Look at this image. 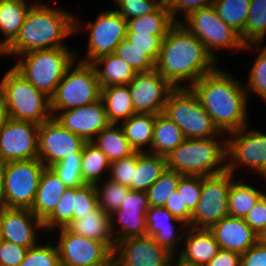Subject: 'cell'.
<instances>
[{
	"label": "cell",
	"mask_w": 266,
	"mask_h": 266,
	"mask_svg": "<svg viewBox=\"0 0 266 266\" xmlns=\"http://www.w3.org/2000/svg\"><path fill=\"white\" fill-rule=\"evenodd\" d=\"M127 86L135 113L153 115L164 111L168 96L175 89L156 69L136 73Z\"/></svg>",
	"instance_id": "17"
},
{
	"label": "cell",
	"mask_w": 266,
	"mask_h": 266,
	"mask_svg": "<svg viewBox=\"0 0 266 266\" xmlns=\"http://www.w3.org/2000/svg\"><path fill=\"white\" fill-rule=\"evenodd\" d=\"M98 206V194L94 184L75 187L73 220L91 213Z\"/></svg>",
	"instance_id": "47"
},
{
	"label": "cell",
	"mask_w": 266,
	"mask_h": 266,
	"mask_svg": "<svg viewBox=\"0 0 266 266\" xmlns=\"http://www.w3.org/2000/svg\"><path fill=\"white\" fill-rule=\"evenodd\" d=\"M213 1L214 0H165L176 22H179L177 15L180 14V12L183 14H180V16L185 17L195 10L212 5Z\"/></svg>",
	"instance_id": "53"
},
{
	"label": "cell",
	"mask_w": 266,
	"mask_h": 266,
	"mask_svg": "<svg viewBox=\"0 0 266 266\" xmlns=\"http://www.w3.org/2000/svg\"><path fill=\"white\" fill-rule=\"evenodd\" d=\"M28 0H2L0 2V56L16 39L23 25L25 16L35 3Z\"/></svg>",
	"instance_id": "26"
},
{
	"label": "cell",
	"mask_w": 266,
	"mask_h": 266,
	"mask_svg": "<svg viewBox=\"0 0 266 266\" xmlns=\"http://www.w3.org/2000/svg\"><path fill=\"white\" fill-rule=\"evenodd\" d=\"M108 157L110 163L135 152L120 124L110 123L92 141Z\"/></svg>",
	"instance_id": "34"
},
{
	"label": "cell",
	"mask_w": 266,
	"mask_h": 266,
	"mask_svg": "<svg viewBox=\"0 0 266 266\" xmlns=\"http://www.w3.org/2000/svg\"><path fill=\"white\" fill-rule=\"evenodd\" d=\"M100 266H119L118 261L115 259L114 256H112L107 262Z\"/></svg>",
	"instance_id": "62"
},
{
	"label": "cell",
	"mask_w": 266,
	"mask_h": 266,
	"mask_svg": "<svg viewBox=\"0 0 266 266\" xmlns=\"http://www.w3.org/2000/svg\"><path fill=\"white\" fill-rule=\"evenodd\" d=\"M249 129L250 124L226 135L227 171L234 175L238 167L245 166L266 179V133Z\"/></svg>",
	"instance_id": "11"
},
{
	"label": "cell",
	"mask_w": 266,
	"mask_h": 266,
	"mask_svg": "<svg viewBox=\"0 0 266 266\" xmlns=\"http://www.w3.org/2000/svg\"><path fill=\"white\" fill-rule=\"evenodd\" d=\"M186 138L181 128L163 112L156 114L151 154L167 156Z\"/></svg>",
	"instance_id": "29"
},
{
	"label": "cell",
	"mask_w": 266,
	"mask_h": 266,
	"mask_svg": "<svg viewBox=\"0 0 266 266\" xmlns=\"http://www.w3.org/2000/svg\"><path fill=\"white\" fill-rule=\"evenodd\" d=\"M177 191L183 199V207H187L193 213L201 196L202 176L183 175L178 183Z\"/></svg>",
	"instance_id": "48"
},
{
	"label": "cell",
	"mask_w": 266,
	"mask_h": 266,
	"mask_svg": "<svg viewBox=\"0 0 266 266\" xmlns=\"http://www.w3.org/2000/svg\"><path fill=\"white\" fill-rule=\"evenodd\" d=\"M67 189L55 172L50 167H45L30 211L44 222L53 213Z\"/></svg>",
	"instance_id": "24"
},
{
	"label": "cell",
	"mask_w": 266,
	"mask_h": 266,
	"mask_svg": "<svg viewBox=\"0 0 266 266\" xmlns=\"http://www.w3.org/2000/svg\"><path fill=\"white\" fill-rule=\"evenodd\" d=\"M241 255L220 249L206 266H240Z\"/></svg>",
	"instance_id": "57"
},
{
	"label": "cell",
	"mask_w": 266,
	"mask_h": 266,
	"mask_svg": "<svg viewBox=\"0 0 266 266\" xmlns=\"http://www.w3.org/2000/svg\"><path fill=\"white\" fill-rule=\"evenodd\" d=\"M39 126L9 118L0 128V162L38 158Z\"/></svg>",
	"instance_id": "16"
},
{
	"label": "cell",
	"mask_w": 266,
	"mask_h": 266,
	"mask_svg": "<svg viewBox=\"0 0 266 266\" xmlns=\"http://www.w3.org/2000/svg\"><path fill=\"white\" fill-rule=\"evenodd\" d=\"M29 248L13 242L0 240V266H19Z\"/></svg>",
	"instance_id": "52"
},
{
	"label": "cell",
	"mask_w": 266,
	"mask_h": 266,
	"mask_svg": "<svg viewBox=\"0 0 266 266\" xmlns=\"http://www.w3.org/2000/svg\"><path fill=\"white\" fill-rule=\"evenodd\" d=\"M219 66L203 75L190 89L206 109L220 133L230 134L248 125V96L245 84Z\"/></svg>",
	"instance_id": "2"
},
{
	"label": "cell",
	"mask_w": 266,
	"mask_h": 266,
	"mask_svg": "<svg viewBox=\"0 0 266 266\" xmlns=\"http://www.w3.org/2000/svg\"><path fill=\"white\" fill-rule=\"evenodd\" d=\"M245 222L259 235L266 226V193L244 218Z\"/></svg>",
	"instance_id": "54"
},
{
	"label": "cell",
	"mask_w": 266,
	"mask_h": 266,
	"mask_svg": "<svg viewBox=\"0 0 266 266\" xmlns=\"http://www.w3.org/2000/svg\"><path fill=\"white\" fill-rule=\"evenodd\" d=\"M43 229V230H42ZM43 222L30 209L6 208L1 224V239L30 248L39 243Z\"/></svg>",
	"instance_id": "21"
},
{
	"label": "cell",
	"mask_w": 266,
	"mask_h": 266,
	"mask_svg": "<svg viewBox=\"0 0 266 266\" xmlns=\"http://www.w3.org/2000/svg\"><path fill=\"white\" fill-rule=\"evenodd\" d=\"M219 17L236 32L244 31L250 9V0H214Z\"/></svg>",
	"instance_id": "39"
},
{
	"label": "cell",
	"mask_w": 266,
	"mask_h": 266,
	"mask_svg": "<svg viewBox=\"0 0 266 266\" xmlns=\"http://www.w3.org/2000/svg\"><path fill=\"white\" fill-rule=\"evenodd\" d=\"M149 208L146 192L130 189L119 210L124 214H146Z\"/></svg>",
	"instance_id": "51"
},
{
	"label": "cell",
	"mask_w": 266,
	"mask_h": 266,
	"mask_svg": "<svg viewBox=\"0 0 266 266\" xmlns=\"http://www.w3.org/2000/svg\"><path fill=\"white\" fill-rule=\"evenodd\" d=\"M14 68L35 88L51 98L66 70L76 60L69 47L35 50L19 55Z\"/></svg>",
	"instance_id": "5"
},
{
	"label": "cell",
	"mask_w": 266,
	"mask_h": 266,
	"mask_svg": "<svg viewBox=\"0 0 266 266\" xmlns=\"http://www.w3.org/2000/svg\"><path fill=\"white\" fill-rule=\"evenodd\" d=\"M6 208L7 207L5 205H0V240H1V224H2V218H3L4 210Z\"/></svg>",
	"instance_id": "63"
},
{
	"label": "cell",
	"mask_w": 266,
	"mask_h": 266,
	"mask_svg": "<svg viewBox=\"0 0 266 266\" xmlns=\"http://www.w3.org/2000/svg\"><path fill=\"white\" fill-rule=\"evenodd\" d=\"M218 65L204 44L177 22L162 40L155 69L174 88H190Z\"/></svg>",
	"instance_id": "1"
},
{
	"label": "cell",
	"mask_w": 266,
	"mask_h": 266,
	"mask_svg": "<svg viewBox=\"0 0 266 266\" xmlns=\"http://www.w3.org/2000/svg\"><path fill=\"white\" fill-rule=\"evenodd\" d=\"M176 256L179 260L193 265L206 266L220 250L213 234L208 229H186L182 247Z\"/></svg>",
	"instance_id": "23"
},
{
	"label": "cell",
	"mask_w": 266,
	"mask_h": 266,
	"mask_svg": "<svg viewBox=\"0 0 266 266\" xmlns=\"http://www.w3.org/2000/svg\"><path fill=\"white\" fill-rule=\"evenodd\" d=\"M266 36V0H250V9L244 31L240 34L241 42L263 44Z\"/></svg>",
	"instance_id": "38"
},
{
	"label": "cell",
	"mask_w": 266,
	"mask_h": 266,
	"mask_svg": "<svg viewBox=\"0 0 266 266\" xmlns=\"http://www.w3.org/2000/svg\"><path fill=\"white\" fill-rule=\"evenodd\" d=\"M183 18L180 23L204 44L218 63V50L230 49L234 50L233 53L244 51L245 45L241 42L240 34L219 17L213 5L195 10Z\"/></svg>",
	"instance_id": "9"
},
{
	"label": "cell",
	"mask_w": 266,
	"mask_h": 266,
	"mask_svg": "<svg viewBox=\"0 0 266 266\" xmlns=\"http://www.w3.org/2000/svg\"><path fill=\"white\" fill-rule=\"evenodd\" d=\"M100 97L101 86L95 67L91 63L75 60L50 98L52 117L59 111L95 103Z\"/></svg>",
	"instance_id": "7"
},
{
	"label": "cell",
	"mask_w": 266,
	"mask_h": 266,
	"mask_svg": "<svg viewBox=\"0 0 266 266\" xmlns=\"http://www.w3.org/2000/svg\"><path fill=\"white\" fill-rule=\"evenodd\" d=\"M95 187L98 194V206L109 215L120 208L130 190L129 187L109 178L97 182Z\"/></svg>",
	"instance_id": "40"
},
{
	"label": "cell",
	"mask_w": 266,
	"mask_h": 266,
	"mask_svg": "<svg viewBox=\"0 0 266 266\" xmlns=\"http://www.w3.org/2000/svg\"><path fill=\"white\" fill-rule=\"evenodd\" d=\"M8 119V111L4 100L3 90L0 85V128L7 122Z\"/></svg>",
	"instance_id": "58"
},
{
	"label": "cell",
	"mask_w": 266,
	"mask_h": 266,
	"mask_svg": "<svg viewBox=\"0 0 266 266\" xmlns=\"http://www.w3.org/2000/svg\"><path fill=\"white\" fill-rule=\"evenodd\" d=\"M258 242L262 245L266 246V226L264 227V229L260 232V234L258 235Z\"/></svg>",
	"instance_id": "61"
},
{
	"label": "cell",
	"mask_w": 266,
	"mask_h": 266,
	"mask_svg": "<svg viewBox=\"0 0 266 266\" xmlns=\"http://www.w3.org/2000/svg\"><path fill=\"white\" fill-rule=\"evenodd\" d=\"M81 161L82 156H70L50 168L68 188L81 187L85 184L81 175Z\"/></svg>",
	"instance_id": "45"
},
{
	"label": "cell",
	"mask_w": 266,
	"mask_h": 266,
	"mask_svg": "<svg viewBox=\"0 0 266 266\" xmlns=\"http://www.w3.org/2000/svg\"><path fill=\"white\" fill-rule=\"evenodd\" d=\"M114 54L123 59L136 72H149L155 69V62L142 50L124 38L115 48Z\"/></svg>",
	"instance_id": "43"
},
{
	"label": "cell",
	"mask_w": 266,
	"mask_h": 266,
	"mask_svg": "<svg viewBox=\"0 0 266 266\" xmlns=\"http://www.w3.org/2000/svg\"><path fill=\"white\" fill-rule=\"evenodd\" d=\"M240 266H266V246L257 242L241 254Z\"/></svg>",
	"instance_id": "56"
},
{
	"label": "cell",
	"mask_w": 266,
	"mask_h": 266,
	"mask_svg": "<svg viewBox=\"0 0 266 266\" xmlns=\"http://www.w3.org/2000/svg\"><path fill=\"white\" fill-rule=\"evenodd\" d=\"M110 222L116 243L128 238L145 236L147 232L146 214H124L116 209L110 214Z\"/></svg>",
	"instance_id": "36"
},
{
	"label": "cell",
	"mask_w": 266,
	"mask_h": 266,
	"mask_svg": "<svg viewBox=\"0 0 266 266\" xmlns=\"http://www.w3.org/2000/svg\"><path fill=\"white\" fill-rule=\"evenodd\" d=\"M208 230L213 234L220 249L240 255L258 242V234L243 218L224 217Z\"/></svg>",
	"instance_id": "22"
},
{
	"label": "cell",
	"mask_w": 266,
	"mask_h": 266,
	"mask_svg": "<svg viewBox=\"0 0 266 266\" xmlns=\"http://www.w3.org/2000/svg\"><path fill=\"white\" fill-rule=\"evenodd\" d=\"M164 207L168 209L175 218H178L188 226L190 225L192 212L187 207H183V199L177 190L171 194Z\"/></svg>",
	"instance_id": "55"
},
{
	"label": "cell",
	"mask_w": 266,
	"mask_h": 266,
	"mask_svg": "<svg viewBox=\"0 0 266 266\" xmlns=\"http://www.w3.org/2000/svg\"><path fill=\"white\" fill-rule=\"evenodd\" d=\"M58 233L56 245L60 264L65 266H100L113 252L102 242L71 232L67 227L54 230Z\"/></svg>",
	"instance_id": "15"
},
{
	"label": "cell",
	"mask_w": 266,
	"mask_h": 266,
	"mask_svg": "<svg viewBox=\"0 0 266 266\" xmlns=\"http://www.w3.org/2000/svg\"><path fill=\"white\" fill-rule=\"evenodd\" d=\"M110 161L93 142H87L82 150L81 175L85 184H96L108 178ZM106 175V176H105Z\"/></svg>",
	"instance_id": "35"
},
{
	"label": "cell",
	"mask_w": 266,
	"mask_h": 266,
	"mask_svg": "<svg viewBox=\"0 0 266 266\" xmlns=\"http://www.w3.org/2000/svg\"><path fill=\"white\" fill-rule=\"evenodd\" d=\"M67 228L78 235L104 243L112 252L116 242L111 232L110 215L97 206L91 213L72 220Z\"/></svg>",
	"instance_id": "25"
},
{
	"label": "cell",
	"mask_w": 266,
	"mask_h": 266,
	"mask_svg": "<svg viewBox=\"0 0 266 266\" xmlns=\"http://www.w3.org/2000/svg\"><path fill=\"white\" fill-rule=\"evenodd\" d=\"M167 169L165 156L136 151L133 190L147 191Z\"/></svg>",
	"instance_id": "30"
},
{
	"label": "cell",
	"mask_w": 266,
	"mask_h": 266,
	"mask_svg": "<svg viewBox=\"0 0 266 266\" xmlns=\"http://www.w3.org/2000/svg\"><path fill=\"white\" fill-rule=\"evenodd\" d=\"M45 165L39 158L4 163L5 206L30 209Z\"/></svg>",
	"instance_id": "12"
},
{
	"label": "cell",
	"mask_w": 266,
	"mask_h": 266,
	"mask_svg": "<svg viewBox=\"0 0 266 266\" xmlns=\"http://www.w3.org/2000/svg\"><path fill=\"white\" fill-rule=\"evenodd\" d=\"M79 22L75 17V34L85 27L89 37L84 58L78 59L76 54L78 61L92 63L103 55L114 53L116 46L126 38L127 21L114 9L100 11L94 22L88 21L85 26Z\"/></svg>",
	"instance_id": "10"
},
{
	"label": "cell",
	"mask_w": 266,
	"mask_h": 266,
	"mask_svg": "<svg viewBox=\"0 0 266 266\" xmlns=\"http://www.w3.org/2000/svg\"><path fill=\"white\" fill-rule=\"evenodd\" d=\"M146 220V235L151 236L159 246L176 257L181 250L179 248L182 247L188 225L175 218L165 207H150L146 212ZM176 224L178 227L175 226Z\"/></svg>",
	"instance_id": "20"
},
{
	"label": "cell",
	"mask_w": 266,
	"mask_h": 266,
	"mask_svg": "<svg viewBox=\"0 0 266 266\" xmlns=\"http://www.w3.org/2000/svg\"><path fill=\"white\" fill-rule=\"evenodd\" d=\"M101 87L128 85L136 72L116 54H106L91 63Z\"/></svg>",
	"instance_id": "27"
},
{
	"label": "cell",
	"mask_w": 266,
	"mask_h": 266,
	"mask_svg": "<svg viewBox=\"0 0 266 266\" xmlns=\"http://www.w3.org/2000/svg\"><path fill=\"white\" fill-rule=\"evenodd\" d=\"M165 36H157L149 33H127L126 39L136 48L147 54L155 63L158 59L162 40Z\"/></svg>",
	"instance_id": "50"
},
{
	"label": "cell",
	"mask_w": 266,
	"mask_h": 266,
	"mask_svg": "<svg viewBox=\"0 0 266 266\" xmlns=\"http://www.w3.org/2000/svg\"><path fill=\"white\" fill-rule=\"evenodd\" d=\"M110 123L120 124L135 114L127 85L101 87V97Z\"/></svg>",
	"instance_id": "28"
},
{
	"label": "cell",
	"mask_w": 266,
	"mask_h": 266,
	"mask_svg": "<svg viewBox=\"0 0 266 266\" xmlns=\"http://www.w3.org/2000/svg\"><path fill=\"white\" fill-rule=\"evenodd\" d=\"M0 205H5L4 163L0 162Z\"/></svg>",
	"instance_id": "59"
},
{
	"label": "cell",
	"mask_w": 266,
	"mask_h": 266,
	"mask_svg": "<svg viewBox=\"0 0 266 266\" xmlns=\"http://www.w3.org/2000/svg\"><path fill=\"white\" fill-rule=\"evenodd\" d=\"M75 188H68L53 213L43 222L44 233L67 227L73 220Z\"/></svg>",
	"instance_id": "42"
},
{
	"label": "cell",
	"mask_w": 266,
	"mask_h": 266,
	"mask_svg": "<svg viewBox=\"0 0 266 266\" xmlns=\"http://www.w3.org/2000/svg\"><path fill=\"white\" fill-rule=\"evenodd\" d=\"M59 6L36 2L28 10L16 39L3 51V56H17L27 52L69 47L66 37L75 34V14Z\"/></svg>",
	"instance_id": "3"
},
{
	"label": "cell",
	"mask_w": 266,
	"mask_h": 266,
	"mask_svg": "<svg viewBox=\"0 0 266 266\" xmlns=\"http://www.w3.org/2000/svg\"><path fill=\"white\" fill-rule=\"evenodd\" d=\"M54 117L65 129L86 142H92L110 124L101 99L86 106L59 111Z\"/></svg>",
	"instance_id": "19"
},
{
	"label": "cell",
	"mask_w": 266,
	"mask_h": 266,
	"mask_svg": "<svg viewBox=\"0 0 266 266\" xmlns=\"http://www.w3.org/2000/svg\"><path fill=\"white\" fill-rule=\"evenodd\" d=\"M182 176L177 171L166 169L146 191L150 207H164L171 194L177 190Z\"/></svg>",
	"instance_id": "41"
},
{
	"label": "cell",
	"mask_w": 266,
	"mask_h": 266,
	"mask_svg": "<svg viewBox=\"0 0 266 266\" xmlns=\"http://www.w3.org/2000/svg\"><path fill=\"white\" fill-rule=\"evenodd\" d=\"M170 266H199V265L188 264L179 260L177 257H173Z\"/></svg>",
	"instance_id": "60"
},
{
	"label": "cell",
	"mask_w": 266,
	"mask_h": 266,
	"mask_svg": "<svg viewBox=\"0 0 266 266\" xmlns=\"http://www.w3.org/2000/svg\"><path fill=\"white\" fill-rule=\"evenodd\" d=\"M155 119L156 115L153 114L135 113L120 123L125 137L135 151L148 152L150 150Z\"/></svg>",
	"instance_id": "31"
},
{
	"label": "cell",
	"mask_w": 266,
	"mask_h": 266,
	"mask_svg": "<svg viewBox=\"0 0 266 266\" xmlns=\"http://www.w3.org/2000/svg\"><path fill=\"white\" fill-rule=\"evenodd\" d=\"M260 46L262 44H250L244 47V50L254 52V49L258 52L252 67L248 70L247 81L244 86L248 100L250 99L249 95L254 93L266 103V44L262 48Z\"/></svg>",
	"instance_id": "37"
},
{
	"label": "cell",
	"mask_w": 266,
	"mask_h": 266,
	"mask_svg": "<svg viewBox=\"0 0 266 266\" xmlns=\"http://www.w3.org/2000/svg\"><path fill=\"white\" fill-rule=\"evenodd\" d=\"M176 23L164 1L153 13L127 20V33H149L166 36Z\"/></svg>",
	"instance_id": "32"
},
{
	"label": "cell",
	"mask_w": 266,
	"mask_h": 266,
	"mask_svg": "<svg viewBox=\"0 0 266 266\" xmlns=\"http://www.w3.org/2000/svg\"><path fill=\"white\" fill-rule=\"evenodd\" d=\"M113 256L119 266H170L173 258L147 235L117 242Z\"/></svg>",
	"instance_id": "18"
},
{
	"label": "cell",
	"mask_w": 266,
	"mask_h": 266,
	"mask_svg": "<svg viewBox=\"0 0 266 266\" xmlns=\"http://www.w3.org/2000/svg\"><path fill=\"white\" fill-rule=\"evenodd\" d=\"M232 183V173L202 177V191L196 209L192 213L190 225L195 229H209L228 214V195Z\"/></svg>",
	"instance_id": "13"
},
{
	"label": "cell",
	"mask_w": 266,
	"mask_h": 266,
	"mask_svg": "<svg viewBox=\"0 0 266 266\" xmlns=\"http://www.w3.org/2000/svg\"><path fill=\"white\" fill-rule=\"evenodd\" d=\"M234 176L232 174V183L228 195V214L231 217L244 219L266 191L255 188L252 184L250 185V182H245L244 178L235 181Z\"/></svg>",
	"instance_id": "33"
},
{
	"label": "cell",
	"mask_w": 266,
	"mask_h": 266,
	"mask_svg": "<svg viewBox=\"0 0 266 266\" xmlns=\"http://www.w3.org/2000/svg\"><path fill=\"white\" fill-rule=\"evenodd\" d=\"M224 137L185 139L166 156L167 169L181 175L202 177L226 171L227 148Z\"/></svg>",
	"instance_id": "4"
},
{
	"label": "cell",
	"mask_w": 266,
	"mask_h": 266,
	"mask_svg": "<svg viewBox=\"0 0 266 266\" xmlns=\"http://www.w3.org/2000/svg\"><path fill=\"white\" fill-rule=\"evenodd\" d=\"M163 113L181 128L186 139L225 136L190 88H175L168 96Z\"/></svg>",
	"instance_id": "8"
},
{
	"label": "cell",
	"mask_w": 266,
	"mask_h": 266,
	"mask_svg": "<svg viewBox=\"0 0 266 266\" xmlns=\"http://www.w3.org/2000/svg\"><path fill=\"white\" fill-rule=\"evenodd\" d=\"M136 168V151L128 157L113 161L110 164L109 179L133 190V170Z\"/></svg>",
	"instance_id": "49"
},
{
	"label": "cell",
	"mask_w": 266,
	"mask_h": 266,
	"mask_svg": "<svg viewBox=\"0 0 266 266\" xmlns=\"http://www.w3.org/2000/svg\"><path fill=\"white\" fill-rule=\"evenodd\" d=\"M165 0H117L115 9L126 21L153 13ZM117 4V5H116Z\"/></svg>",
	"instance_id": "46"
},
{
	"label": "cell",
	"mask_w": 266,
	"mask_h": 266,
	"mask_svg": "<svg viewBox=\"0 0 266 266\" xmlns=\"http://www.w3.org/2000/svg\"><path fill=\"white\" fill-rule=\"evenodd\" d=\"M86 143L51 117L39 126L38 158L45 167H50L66 157L82 156Z\"/></svg>",
	"instance_id": "14"
},
{
	"label": "cell",
	"mask_w": 266,
	"mask_h": 266,
	"mask_svg": "<svg viewBox=\"0 0 266 266\" xmlns=\"http://www.w3.org/2000/svg\"><path fill=\"white\" fill-rule=\"evenodd\" d=\"M54 243V245H53ZM60 258L57 245L54 242L41 241L28 249L25 258L19 266H59Z\"/></svg>",
	"instance_id": "44"
},
{
	"label": "cell",
	"mask_w": 266,
	"mask_h": 266,
	"mask_svg": "<svg viewBox=\"0 0 266 266\" xmlns=\"http://www.w3.org/2000/svg\"><path fill=\"white\" fill-rule=\"evenodd\" d=\"M8 117L41 125L52 117L50 98L35 88L13 66L0 81Z\"/></svg>",
	"instance_id": "6"
}]
</instances>
